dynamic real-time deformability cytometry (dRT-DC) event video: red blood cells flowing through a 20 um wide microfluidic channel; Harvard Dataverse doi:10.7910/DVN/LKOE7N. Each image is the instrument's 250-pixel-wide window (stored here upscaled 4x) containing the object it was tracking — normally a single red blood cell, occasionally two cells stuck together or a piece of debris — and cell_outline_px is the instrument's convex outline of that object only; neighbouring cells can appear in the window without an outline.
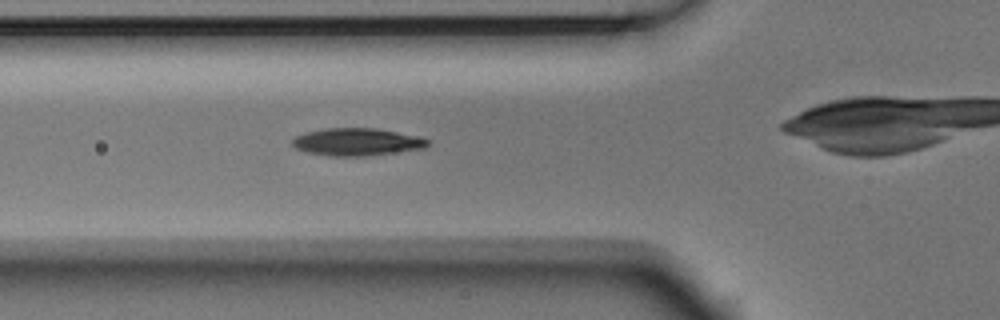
{"species": "Egyptian fruit bat (a non-hibernating species)", "species_latin": "Rousettus aegyptiacus", "temperature_condition": "room temperature", "stored_images_in_passage": 5, "camera_frame_rate_fps": 3000, "um_per_image_px": 0.085, "animal": {"sex": "male"}, "frame": {"image": 1, "passage_image": 4, "time_ms": 1.0, "image_size_px": [1000, 320], "cell_outline_px": [[428, 144], [424, 148], [364, 156], [328, 156], [308, 152], [296, 148], [292, 144], [292, 140], [296, 136], [304, 132], [324, 128], [376, 128], [416, 136], [428, 140]], "centroid_in_image_um": [30.28, 12.06], "position_along_channel_um": 95.5, "area_um2": 21.44}}